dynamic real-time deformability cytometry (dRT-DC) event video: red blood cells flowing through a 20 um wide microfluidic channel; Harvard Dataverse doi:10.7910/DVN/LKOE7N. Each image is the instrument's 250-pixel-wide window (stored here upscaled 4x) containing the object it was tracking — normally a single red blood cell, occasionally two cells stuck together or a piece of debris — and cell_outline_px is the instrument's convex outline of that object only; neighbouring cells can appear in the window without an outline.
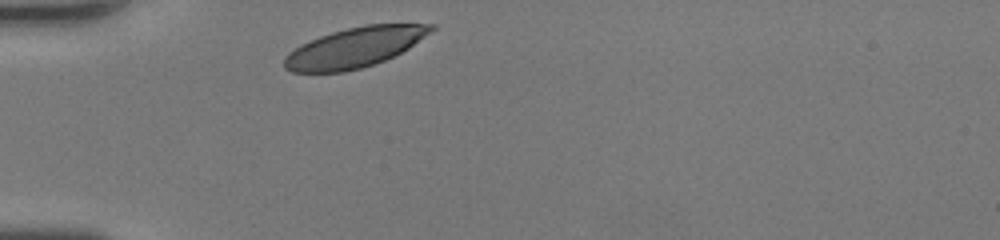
{"species": "human", "species_latin": "Homo sapiens", "temperature_condition": "room temperature", "stored_images_in_passage": 26, "camera_frame_rate_fps": 3000, "um_per_image_px": 0.085, "donor": {"sex": "female"}, "frame": {"image": 1, "passage_image": 1, "time_ms": 0.0, "image_size_px": [1000, 240], "cell_outline_px": [[436, 28], [408, 48], [384, 60], [360, 68], [344, 72], [292, 72], [284, 68], [284, 56], [288, 52], [320, 36], [332, 32], [348, 28], [368, 24], [436, 24]], "centroid_in_image_um": [30.14, 4.03], "position_along_channel_um": 54.9, "area_um2": 33.64}}
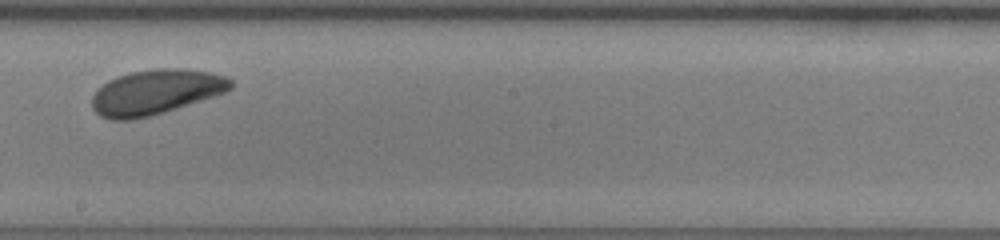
{"frame": {"image": 2, "passage_image": 15, "time_ms": 4.667, "image_size_px": [1000, 240], "cell_outline_px": [[232, 88], [224, 92], [164, 112], [132, 120], [108, 120], [100, 116], [92, 108], [92, 96], [96, 88], [108, 80], [116, 76], [132, 72], [156, 68], [184, 68], [212, 72], [228, 76], [232, 80]], "centroid_in_image_um": [13.2, 7.81], "position_along_channel_um": 235.0, "area_um2": 36.47}}
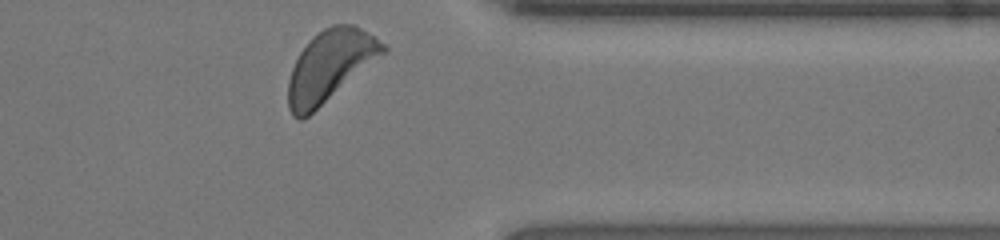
{"frame": {"image": 3, "passage_image": 26, "time_ms": 8.333, "image_size_px": [1000, 240], "cell_outline_px": [[388, 48], [384, 52], [308, 116], [300, 120], [292, 116], [288, 108], [288, 80], [292, 68], [300, 52], [312, 36], [324, 28], [332, 24], [352, 24], [360, 28], [384, 44]], "centroid_in_image_um": [27.98, 5.59], "position_along_channel_um": 383.4, "area_um2": 38.21}, "authors_computed_cell_mechanics": {"area_um2": 36.3273, "velocity_mm_per_s": 4.2055, "shape_relaxation_time_tau1_ms": 1.693, "shape_relaxation_time_tau2_ms": null, "deformation_change_tau1": 0.0979, "deformation_change_tau2": null}}